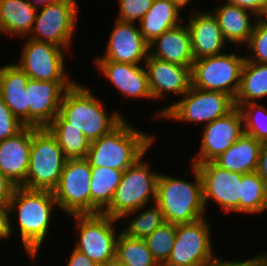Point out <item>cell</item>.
Returning <instances> with one entry per match:
<instances>
[{
    "instance_id": "cell-1",
    "label": "cell",
    "mask_w": 267,
    "mask_h": 266,
    "mask_svg": "<svg viewBox=\"0 0 267 266\" xmlns=\"http://www.w3.org/2000/svg\"><path fill=\"white\" fill-rule=\"evenodd\" d=\"M90 88L75 82L63 95L59 113L47 127H75L91 142L108 134L123 119L120 112L108 113L103 101Z\"/></svg>"
},
{
    "instance_id": "cell-2",
    "label": "cell",
    "mask_w": 267,
    "mask_h": 266,
    "mask_svg": "<svg viewBox=\"0 0 267 266\" xmlns=\"http://www.w3.org/2000/svg\"><path fill=\"white\" fill-rule=\"evenodd\" d=\"M10 214L15 215L25 252L36 260L51 226L52 212L58 207L53 191L31 190L17 186L9 203Z\"/></svg>"
},
{
    "instance_id": "cell-3",
    "label": "cell",
    "mask_w": 267,
    "mask_h": 266,
    "mask_svg": "<svg viewBox=\"0 0 267 266\" xmlns=\"http://www.w3.org/2000/svg\"><path fill=\"white\" fill-rule=\"evenodd\" d=\"M125 119L108 134L91 141L86 157L91 167L124 171L154 145L155 135L133 128Z\"/></svg>"
},
{
    "instance_id": "cell-4",
    "label": "cell",
    "mask_w": 267,
    "mask_h": 266,
    "mask_svg": "<svg viewBox=\"0 0 267 266\" xmlns=\"http://www.w3.org/2000/svg\"><path fill=\"white\" fill-rule=\"evenodd\" d=\"M195 181L159 174L157 179L156 204L171 224L194 222L204 216L202 179L194 164L190 163Z\"/></svg>"
},
{
    "instance_id": "cell-5",
    "label": "cell",
    "mask_w": 267,
    "mask_h": 266,
    "mask_svg": "<svg viewBox=\"0 0 267 266\" xmlns=\"http://www.w3.org/2000/svg\"><path fill=\"white\" fill-rule=\"evenodd\" d=\"M144 156L145 154L123 171L112 201L102 214L121 220L126 213L156 202L160 173L151 171L150 163L143 159Z\"/></svg>"
},
{
    "instance_id": "cell-6",
    "label": "cell",
    "mask_w": 267,
    "mask_h": 266,
    "mask_svg": "<svg viewBox=\"0 0 267 266\" xmlns=\"http://www.w3.org/2000/svg\"><path fill=\"white\" fill-rule=\"evenodd\" d=\"M66 157L47 128L32 127L29 167L21 187L53 191L59 182Z\"/></svg>"
},
{
    "instance_id": "cell-7",
    "label": "cell",
    "mask_w": 267,
    "mask_h": 266,
    "mask_svg": "<svg viewBox=\"0 0 267 266\" xmlns=\"http://www.w3.org/2000/svg\"><path fill=\"white\" fill-rule=\"evenodd\" d=\"M181 98L171 105L162 107L154 116L176 122H203L205 126L215 119L226 116L235 108L234 99L220 91L190 86Z\"/></svg>"
},
{
    "instance_id": "cell-8",
    "label": "cell",
    "mask_w": 267,
    "mask_h": 266,
    "mask_svg": "<svg viewBox=\"0 0 267 266\" xmlns=\"http://www.w3.org/2000/svg\"><path fill=\"white\" fill-rule=\"evenodd\" d=\"M78 233L74 248L99 265L116 258L117 221L102 213L69 215Z\"/></svg>"
},
{
    "instance_id": "cell-9",
    "label": "cell",
    "mask_w": 267,
    "mask_h": 266,
    "mask_svg": "<svg viewBox=\"0 0 267 266\" xmlns=\"http://www.w3.org/2000/svg\"><path fill=\"white\" fill-rule=\"evenodd\" d=\"M245 55L227 52L197 59L191 69V86L211 91H220L235 99L241 81Z\"/></svg>"
},
{
    "instance_id": "cell-10",
    "label": "cell",
    "mask_w": 267,
    "mask_h": 266,
    "mask_svg": "<svg viewBox=\"0 0 267 266\" xmlns=\"http://www.w3.org/2000/svg\"><path fill=\"white\" fill-rule=\"evenodd\" d=\"M78 6L77 0H57L39 7L27 38L51 43L70 51L77 29Z\"/></svg>"
},
{
    "instance_id": "cell-11",
    "label": "cell",
    "mask_w": 267,
    "mask_h": 266,
    "mask_svg": "<svg viewBox=\"0 0 267 266\" xmlns=\"http://www.w3.org/2000/svg\"><path fill=\"white\" fill-rule=\"evenodd\" d=\"M205 218L177 224L173 249L163 266H212L218 256L214 254L211 227Z\"/></svg>"
},
{
    "instance_id": "cell-12",
    "label": "cell",
    "mask_w": 267,
    "mask_h": 266,
    "mask_svg": "<svg viewBox=\"0 0 267 266\" xmlns=\"http://www.w3.org/2000/svg\"><path fill=\"white\" fill-rule=\"evenodd\" d=\"M91 165L85 158L66 159L54 198L66 215L90 214Z\"/></svg>"
},
{
    "instance_id": "cell-13",
    "label": "cell",
    "mask_w": 267,
    "mask_h": 266,
    "mask_svg": "<svg viewBox=\"0 0 267 266\" xmlns=\"http://www.w3.org/2000/svg\"><path fill=\"white\" fill-rule=\"evenodd\" d=\"M20 58L15 63L29 79L53 82H76L65 70V53L54 44L26 38Z\"/></svg>"
},
{
    "instance_id": "cell-14",
    "label": "cell",
    "mask_w": 267,
    "mask_h": 266,
    "mask_svg": "<svg viewBox=\"0 0 267 266\" xmlns=\"http://www.w3.org/2000/svg\"><path fill=\"white\" fill-rule=\"evenodd\" d=\"M202 179L203 203L215 201L225 213H239L242 174L220 168L214 162L191 163Z\"/></svg>"
},
{
    "instance_id": "cell-15",
    "label": "cell",
    "mask_w": 267,
    "mask_h": 266,
    "mask_svg": "<svg viewBox=\"0 0 267 266\" xmlns=\"http://www.w3.org/2000/svg\"><path fill=\"white\" fill-rule=\"evenodd\" d=\"M244 134L243 116L235 107L226 116L205 125L200 150L190 163L213 162Z\"/></svg>"
},
{
    "instance_id": "cell-16",
    "label": "cell",
    "mask_w": 267,
    "mask_h": 266,
    "mask_svg": "<svg viewBox=\"0 0 267 266\" xmlns=\"http://www.w3.org/2000/svg\"><path fill=\"white\" fill-rule=\"evenodd\" d=\"M75 82L29 79L27 83V126L46 128L58 115L63 95Z\"/></svg>"
},
{
    "instance_id": "cell-17",
    "label": "cell",
    "mask_w": 267,
    "mask_h": 266,
    "mask_svg": "<svg viewBox=\"0 0 267 266\" xmlns=\"http://www.w3.org/2000/svg\"><path fill=\"white\" fill-rule=\"evenodd\" d=\"M114 25L103 56H98L94 61L144 64L149 56V43L142 36L139 26L117 19Z\"/></svg>"
},
{
    "instance_id": "cell-18",
    "label": "cell",
    "mask_w": 267,
    "mask_h": 266,
    "mask_svg": "<svg viewBox=\"0 0 267 266\" xmlns=\"http://www.w3.org/2000/svg\"><path fill=\"white\" fill-rule=\"evenodd\" d=\"M153 100L169 93L183 96L191 86V70L178 64L148 56L144 63Z\"/></svg>"
},
{
    "instance_id": "cell-19",
    "label": "cell",
    "mask_w": 267,
    "mask_h": 266,
    "mask_svg": "<svg viewBox=\"0 0 267 266\" xmlns=\"http://www.w3.org/2000/svg\"><path fill=\"white\" fill-rule=\"evenodd\" d=\"M191 10L189 22L186 25L191 35V49L194 60L224 53L223 49L226 46V41L217 18L211 11Z\"/></svg>"
},
{
    "instance_id": "cell-20",
    "label": "cell",
    "mask_w": 267,
    "mask_h": 266,
    "mask_svg": "<svg viewBox=\"0 0 267 266\" xmlns=\"http://www.w3.org/2000/svg\"><path fill=\"white\" fill-rule=\"evenodd\" d=\"M95 64L101 74L114 85L125 99H153L145 65L115 61H95Z\"/></svg>"
},
{
    "instance_id": "cell-21",
    "label": "cell",
    "mask_w": 267,
    "mask_h": 266,
    "mask_svg": "<svg viewBox=\"0 0 267 266\" xmlns=\"http://www.w3.org/2000/svg\"><path fill=\"white\" fill-rule=\"evenodd\" d=\"M32 126H25L15 136L0 141V172L16 186H21L29 167Z\"/></svg>"
},
{
    "instance_id": "cell-22",
    "label": "cell",
    "mask_w": 267,
    "mask_h": 266,
    "mask_svg": "<svg viewBox=\"0 0 267 266\" xmlns=\"http://www.w3.org/2000/svg\"><path fill=\"white\" fill-rule=\"evenodd\" d=\"M149 55L191 70L195 60L191 49V35L185 22L150 42Z\"/></svg>"
},
{
    "instance_id": "cell-23",
    "label": "cell",
    "mask_w": 267,
    "mask_h": 266,
    "mask_svg": "<svg viewBox=\"0 0 267 266\" xmlns=\"http://www.w3.org/2000/svg\"><path fill=\"white\" fill-rule=\"evenodd\" d=\"M210 11L217 18L226 42H232L239 46L247 45L254 25L259 18L258 16L247 9L229 4L226 1L225 4L217 6L214 11Z\"/></svg>"
},
{
    "instance_id": "cell-24",
    "label": "cell",
    "mask_w": 267,
    "mask_h": 266,
    "mask_svg": "<svg viewBox=\"0 0 267 266\" xmlns=\"http://www.w3.org/2000/svg\"><path fill=\"white\" fill-rule=\"evenodd\" d=\"M29 77L15 63L0 67V94L14 116L27 126V83Z\"/></svg>"
},
{
    "instance_id": "cell-25",
    "label": "cell",
    "mask_w": 267,
    "mask_h": 266,
    "mask_svg": "<svg viewBox=\"0 0 267 266\" xmlns=\"http://www.w3.org/2000/svg\"><path fill=\"white\" fill-rule=\"evenodd\" d=\"M261 141L243 134L213 162L220 168L241 174L256 171Z\"/></svg>"
},
{
    "instance_id": "cell-26",
    "label": "cell",
    "mask_w": 267,
    "mask_h": 266,
    "mask_svg": "<svg viewBox=\"0 0 267 266\" xmlns=\"http://www.w3.org/2000/svg\"><path fill=\"white\" fill-rule=\"evenodd\" d=\"M37 7L27 0H0V33L25 38L35 21Z\"/></svg>"
},
{
    "instance_id": "cell-27",
    "label": "cell",
    "mask_w": 267,
    "mask_h": 266,
    "mask_svg": "<svg viewBox=\"0 0 267 266\" xmlns=\"http://www.w3.org/2000/svg\"><path fill=\"white\" fill-rule=\"evenodd\" d=\"M180 11L171 0H153L151 8L138 22L144 39L150 43L167 30L184 22V19L179 16Z\"/></svg>"
},
{
    "instance_id": "cell-28",
    "label": "cell",
    "mask_w": 267,
    "mask_h": 266,
    "mask_svg": "<svg viewBox=\"0 0 267 266\" xmlns=\"http://www.w3.org/2000/svg\"><path fill=\"white\" fill-rule=\"evenodd\" d=\"M90 214L102 213L111 203L121 182L123 170L91 167Z\"/></svg>"
},
{
    "instance_id": "cell-29",
    "label": "cell",
    "mask_w": 267,
    "mask_h": 266,
    "mask_svg": "<svg viewBox=\"0 0 267 266\" xmlns=\"http://www.w3.org/2000/svg\"><path fill=\"white\" fill-rule=\"evenodd\" d=\"M267 97V64L245 60L234 104L258 102Z\"/></svg>"
},
{
    "instance_id": "cell-30",
    "label": "cell",
    "mask_w": 267,
    "mask_h": 266,
    "mask_svg": "<svg viewBox=\"0 0 267 266\" xmlns=\"http://www.w3.org/2000/svg\"><path fill=\"white\" fill-rule=\"evenodd\" d=\"M267 210V185L256 171L242 174L239 213L259 214Z\"/></svg>"
},
{
    "instance_id": "cell-31",
    "label": "cell",
    "mask_w": 267,
    "mask_h": 266,
    "mask_svg": "<svg viewBox=\"0 0 267 266\" xmlns=\"http://www.w3.org/2000/svg\"><path fill=\"white\" fill-rule=\"evenodd\" d=\"M143 206L140 209L126 213L121 219H125L134 214L129 220L127 227L123 228L121 232L127 237L134 239H145L151 233H153L158 227L163 225L166 221L164 214L160 207L156 203H151L150 208ZM136 212L138 213L136 215Z\"/></svg>"
},
{
    "instance_id": "cell-32",
    "label": "cell",
    "mask_w": 267,
    "mask_h": 266,
    "mask_svg": "<svg viewBox=\"0 0 267 266\" xmlns=\"http://www.w3.org/2000/svg\"><path fill=\"white\" fill-rule=\"evenodd\" d=\"M116 259L125 266H159L144 239L130 238L122 232L116 242Z\"/></svg>"
},
{
    "instance_id": "cell-33",
    "label": "cell",
    "mask_w": 267,
    "mask_h": 266,
    "mask_svg": "<svg viewBox=\"0 0 267 266\" xmlns=\"http://www.w3.org/2000/svg\"><path fill=\"white\" fill-rule=\"evenodd\" d=\"M56 138L64 156L70 158L87 157L91 142L80 129L75 127H46Z\"/></svg>"
},
{
    "instance_id": "cell-34",
    "label": "cell",
    "mask_w": 267,
    "mask_h": 266,
    "mask_svg": "<svg viewBox=\"0 0 267 266\" xmlns=\"http://www.w3.org/2000/svg\"><path fill=\"white\" fill-rule=\"evenodd\" d=\"M243 116L244 133L256 140L267 141V107L259 102L235 104Z\"/></svg>"
},
{
    "instance_id": "cell-35",
    "label": "cell",
    "mask_w": 267,
    "mask_h": 266,
    "mask_svg": "<svg viewBox=\"0 0 267 266\" xmlns=\"http://www.w3.org/2000/svg\"><path fill=\"white\" fill-rule=\"evenodd\" d=\"M176 224L165 222L144 240L159 266L169 258L176 238Z\"/></svg>"
},
{
    "instance_id": "cell-36",
    "label": "cell",
    "mask_w": 267,
    "mask_h": 266,
    "mask_svg": "<svg viewBox=\"0 0 267 266\" xmlns=\"http://www.w3.org/2000/svg\"><path fill=\"white\" fill-rule=\"evenodd\" d=\"M245 47L247 52L249 51L248 55H245L247 61L267 64V17L257 19Z\"/></svg>"
},
{
    "instance_id": "cell-37",
    "label": "cell",
    "mask_w": 267,
    "mask_h": 266,
    "mask_svg": "<svg viewBox=\"0 0 267 266\" xmlns=\"http://www.w3.org/2000/svg\"><path fill=\"white\" fill-rule=\"evenodd\" d=\"M119 16L117 20L124 22L140 21L151 8L153 0H118Z\"/></svg>"
},
{
    "instance_id": "cell-38",
    "label": "cell",
    "mask_w": 267,
    "mask_h": 266,
    "mask_svg": "<svg viewBox=\"0 0 267 266\" xmlns=\"http://www.w3.org/2000/svg\"><path fill=\"white\" fill-rule=\"evenodd\" d=\"M25 127L4 103L0 94V141L15 136Z\"/></svg>"
},
{
    "instance_id": "cell-39",
    "label": "cell",
    "mask_w": 267,
    "mask_h": 266,
    "mask_svg": "<svg viewBox=\"0 0 267 266\" xmlns=\"http://www.w3.org/2000/svg\"><path fill=\"white\" fill-rule=\"evenodd\" d=\"M226 2L247 9L259 18L267 17V0H226Z\"/></svg>"
},
{
    "instance_id": "cell-40",
    "label": "cell",
    "mask_w": 267,
    "mask_h": 266,
    "mask_svg": "<svg viewBox=\"0 0 267 266\" xmlns=\"http://www.w3.org/2000/svg\"><path fill=\"white\" fill-rule=\"evenodd\" d=\"M9 206L0 205V240L8 239L14 229L10 218Z\"/></svg>"
},
{
    "instance_id": "cell-41",
    "label": "cell",
    "mask_w": 267,
    "mask_h": 266,
    "mask_svg": "<svg viewBox=\"0 0 267 266\" xmlns=\"http://www.w3.org/2000/svg\"><path fill=\"white\" fill-rule=\"evenodd\" d=\"M212 266H263V253L256 255L254 258L246 259L244 261L223 260L217 257Z\"/></svg>"
},
{
    "instance_id": "cell-42",
    "label": "cell",
    "mask_w": 267,
    "mask_h": 266,
    "mask_svg": "<svg viewBox=\"0 0 267 266\" xmlns=\"http://www.w3.org/2000/svg\"><path fill=\"white\" fill-rule=\"evenodd\" d=\"M17 186L0 172V205L8 206Z\"/></svg>"
},
{
    "instance_id": "cell-43",
    "label": "cell",
    "mask_w": 267,
    "mask_h": 266,
    "mask_svg": "<svg viewBox=\"0 0 267 266\" xmlns=\"http://www.w3.org/2000/svg\"><path fill=\"white\" fill-rule=\"evenodd\" d=\"M66 266H100L96 262L90 260L84 253L73 248L69 256Z\"/></svg>"
},
{
    "instance_id": "cell-44",
    "label": "cell",
    "mask_w": 267,
    "mask_h": 266,
    "mask_svg": "<svg viewBox=\"0 0 267 266\" xmlns=\"http://www.w3.org/2000/svg\"><path fill=\"white\" fill-rule=\"evenodd\" d=\"M256 172L267 185V141L261 143Z\"/></svg>"
},
{
    "instance_id": "cell-45",
    "label": "cell",
    "mask_w": 267,
    "mask_h": 266,
    "mask_svg": "<svg viewBox=\"0 0 267 266\" xmlns=\"http://www.w3.org/2000/svg\"><path fill=\"white\" fill-rule=\"evenodd\" d=\"M31 5L39 8L46 6L50 3L56 2L57 0H27Z\"/></svg>"
},
{
    "instance_id": "cell-46",
    "label": "cell",
    "mask_w": 267,
    "mask_h": 266,
    "mask_svg": "<svg viewBox=\"0 0 267 266\" xmlns=\"http://www.w3.org/2000/svg\"><path fill=\"white\" fill-rule=\"evenodd\" d=\"M100 266H125V265L123 263H121L118 259L114 258V259L109 260L105 264H102Z\"/></svg>"
},
{
    "instance_id": "cell-47",
    "label": "cell",
    "mask_w": 267,
    "mask_h": 266,
    "mask_svg": "<svg viewBox=\"0 0 267 266\" xmlns=\"http://www.w3.org/2000/svg\"><path fill=\"white\" fill-rule=\"evenodd\" d=\"M171 1L174 2L178 6V8L182 11L183 8L187 6V4H189L191 0H171Z\"/></svg>"
},
{
    "instance_id": "cell-48",
    "label": "cell",
    "mask_w": 267,
    "mask_h": 266,
    "mask_svg": "<svg viewBox=\"0 0 267 266\" xmlns=\"http://www.w3.org/2000/svg\"><path fill=\"white\" fill-rule=\"evenodd\" d=\"M263 266H267V253H263Z\"/></svg>"
}]
</instances>
